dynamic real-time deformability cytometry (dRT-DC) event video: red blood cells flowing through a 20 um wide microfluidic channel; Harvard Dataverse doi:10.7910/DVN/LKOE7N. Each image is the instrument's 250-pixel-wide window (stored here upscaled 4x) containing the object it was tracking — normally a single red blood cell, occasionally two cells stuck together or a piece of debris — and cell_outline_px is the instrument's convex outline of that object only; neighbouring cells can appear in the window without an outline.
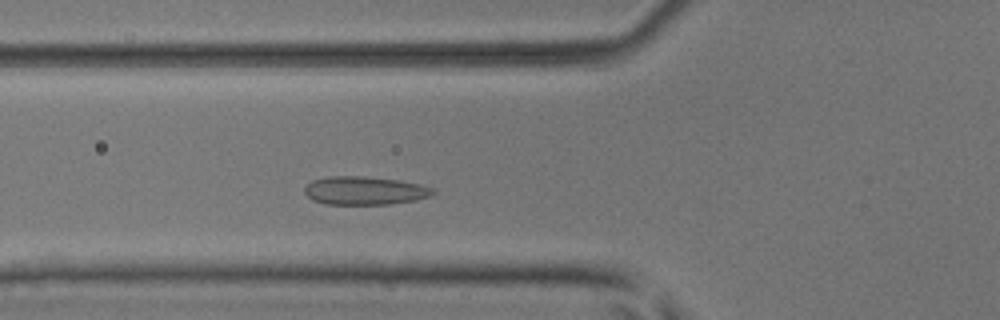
{"species": "common noctule bat (a hibernating species)", "species_latin": "Nyctalus noctula", "temperature_condition": "room temperature", "stored_images_in_passage": 3, "camera_frame_rate_fps": 3000, "um_per_image_px": 0.085, "animal": {"sex": "male", "body_mass_g": 17.9, "forearm_length_mm": 54.2}, "frame": {"image": 1, "passage_image": 3, "time_ms": 0.667, "image_size_px": [1000, 320], "cell_outline_px": [[436, 192], [428, 196], [416, 200], [388, 204], [324, 204], [312, 200], [304, 192], [304, 188], [312, 180], [328, 176], [364, 176], [400, 180], [420, 184], [432, 188]], "centroid_in_image_um": [30.97, 16.2], "position_along_channel_um": 94.8, "area_um2": 21.21}}